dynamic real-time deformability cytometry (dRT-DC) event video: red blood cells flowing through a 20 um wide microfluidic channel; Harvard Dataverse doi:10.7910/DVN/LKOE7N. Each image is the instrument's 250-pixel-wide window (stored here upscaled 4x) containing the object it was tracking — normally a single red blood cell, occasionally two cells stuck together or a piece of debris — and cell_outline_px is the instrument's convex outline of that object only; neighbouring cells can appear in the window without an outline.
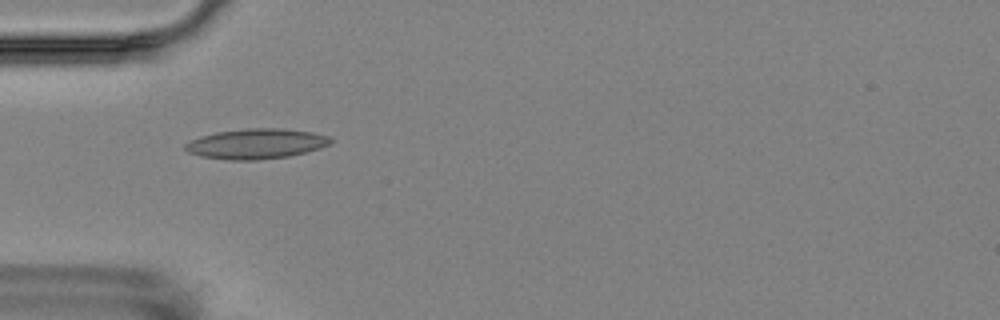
{"species": "Egyptian fruit bat (a non-hibernating species)", "species_latin": "Rousettus aegyptiacus", "temperature_condition": "room temperature", "stored_images_in_passage": 5, "camera_frame_rate_fps": 3000, "um_per_image_px": 0.085, "animal": {"sex": "female"}, "frame": {"image": 1, "passage_image": 4, "time_ms": 4.667, "image_size_px": [1000, 320], "cell_outline_px": [[332, 144], [320, 148], [288, 156], [256, 160], [228, 160], [204, 156], [188, 152], [184, 148], [184, 144], [200, 136], [216, 132], [244, 128], [280, 128], [312, 132], [328, 136], [332, 140]], "centroid_in_image_um": [21.78, 12.21], "position_along_channel_um": 63.2, "area_um2": 25.43}}
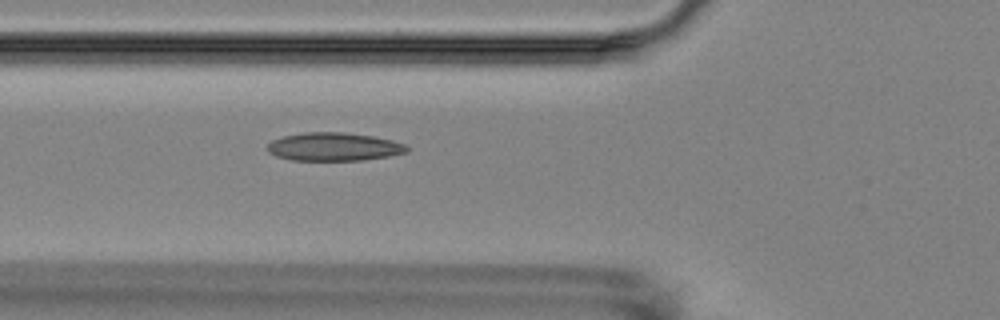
{"frame": {"image": 2, "passage_image": 5, "time_ms": 5.667, "image_size_px": [1000, 320], "cell_outline_px": [[408, 152], [388, 156], [360, 160], [292, 160], [276, 156], [268, 152], [268, 144], [272, 140], [284, 136], [304, 132], [344, 132], [372, 136], [392, 140], [404, 144], [408, 148]], "centroid_in_image_um": [28.37, 12.47], "position_along_channel_um": 97.4, "area_um2": 22.83}}